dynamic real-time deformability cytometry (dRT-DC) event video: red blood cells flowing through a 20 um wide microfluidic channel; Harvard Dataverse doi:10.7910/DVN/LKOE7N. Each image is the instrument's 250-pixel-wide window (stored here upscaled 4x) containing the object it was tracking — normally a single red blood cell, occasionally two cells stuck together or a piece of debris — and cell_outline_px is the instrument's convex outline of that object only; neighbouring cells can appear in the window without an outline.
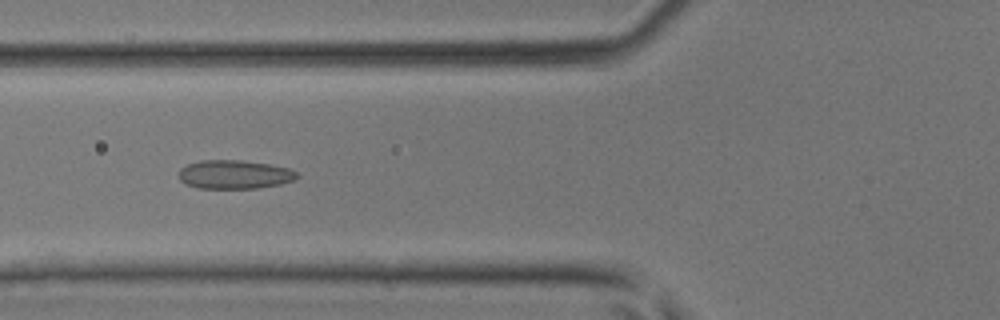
{"species": "common noctule bat (a hibernating species)", "species_latin": "Nyctalus noctula", "temperature_condition": "room temperature", "stored_images_in_passage": 33, "camera_frame_rate_fps": 3000, "um_per_image_px": 0.085, "animal": {"sex": "male", "body_mass_g": 17.9, "forearm_length_mm": 54.2}, "frame": {"image": 1, "passage_image": 10, "time_ms": 3.0, "image_size_px": [1000, 320], "cell_outline_px": [[300, 176], [296, 180], [280, 184], [256, 188], [196, 188], [184, 184], [180, 180], [180, 168], [188, 164], [200, 160], [240, 160], [268, 164], [288, 168], [296, 172]], "centroid_in_image_um": [19.93, 14.83], "position_along_channel_um": 105.9, "area_um2": 19.83}}
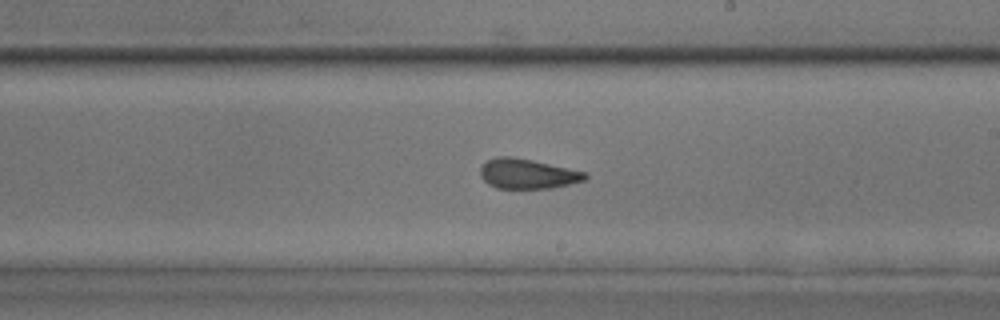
{"frame": {"image": 2, "passage_image": 19, "time_ms": 6.0, "image_size_px": [1000, 320], "cell_outline_px": [[588, 176], [584, 180], [552, 188], [496, 188], [488, 184], [480, 176], [480, 168], [488, 160], [496, 156], [512, 156], [532, 160], [588, 172]], "centroid_in_image_um": [44.83, 14.76], "position_along_channel_um": 244.2, "area_um2": 18.26}}
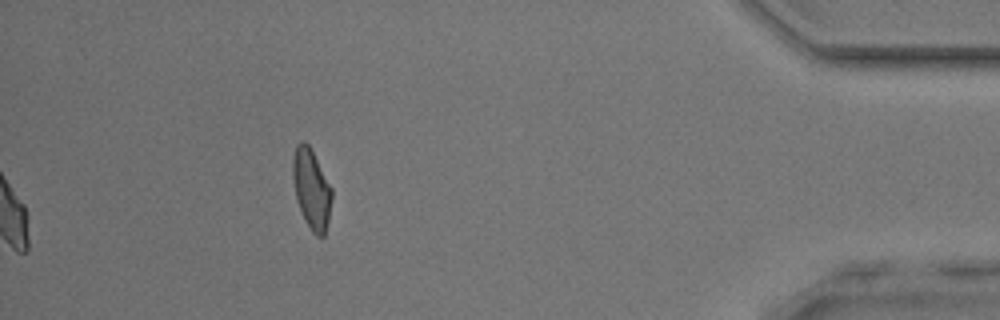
{"frame": {"image": 3, "passage_image": 33, "time_ms": 10.667, "image_size_px": [1000, 320], "cell_outline_px": [[332, 200], [328, 220], [324, 236], [316, 236], [312, 232], [296, 200], [292, 176], [292, 160], [296, 144], [300, 140], [304, 140], [308, 144], [332, 188]], "centroid_in_image_um": [26.46, 16.03], "position_along_channel_um": 408.7, "area_um2": 18.03}}